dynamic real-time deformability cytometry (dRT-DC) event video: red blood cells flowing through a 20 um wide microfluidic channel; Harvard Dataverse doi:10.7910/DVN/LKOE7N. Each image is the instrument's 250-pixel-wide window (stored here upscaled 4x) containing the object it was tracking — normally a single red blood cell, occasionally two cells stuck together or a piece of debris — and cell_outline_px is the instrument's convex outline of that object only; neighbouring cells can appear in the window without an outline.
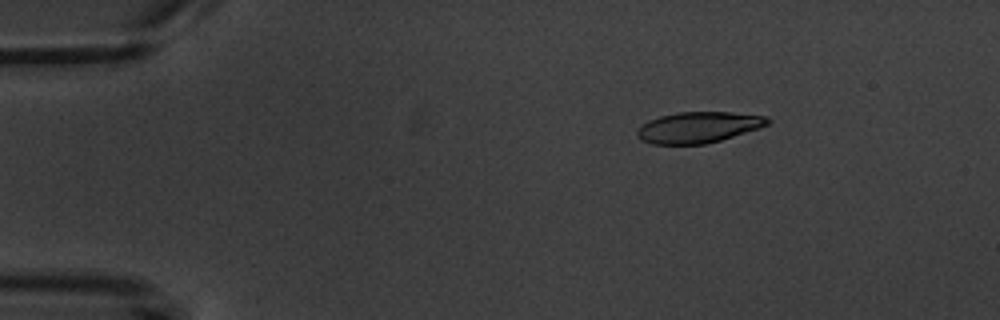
{"species": "common noctule bat (a hibernating species)", "species_latin": "Nyctalus noctula", "temperature_condition": "warm", "stored_images_in_passage": 6, "camera_frame_rate_fps": 3000, "um_per_image_px": 0.085, "animal": {"sex": "male", "body_mass_g": 20.1, "forearm_length_mm": 53.5}, "frame": {"image": 1, "passage_image": 3, "time_ms": 2.333, "image_size_px": [1000, 320], "cell_outline_px": [[772, 120], [768, 124], [760, 128], [720, 140], [704, 144], [652, 144], [640, 140], [636, 136], [636, 132], [648, 120], [660, 116], [680, 112], [728, 112], [768, 116]], "centroid_in_image_um": [59.38, 10.82], "position_along_channel_um": 25.6, "area_um2": 23.52}}